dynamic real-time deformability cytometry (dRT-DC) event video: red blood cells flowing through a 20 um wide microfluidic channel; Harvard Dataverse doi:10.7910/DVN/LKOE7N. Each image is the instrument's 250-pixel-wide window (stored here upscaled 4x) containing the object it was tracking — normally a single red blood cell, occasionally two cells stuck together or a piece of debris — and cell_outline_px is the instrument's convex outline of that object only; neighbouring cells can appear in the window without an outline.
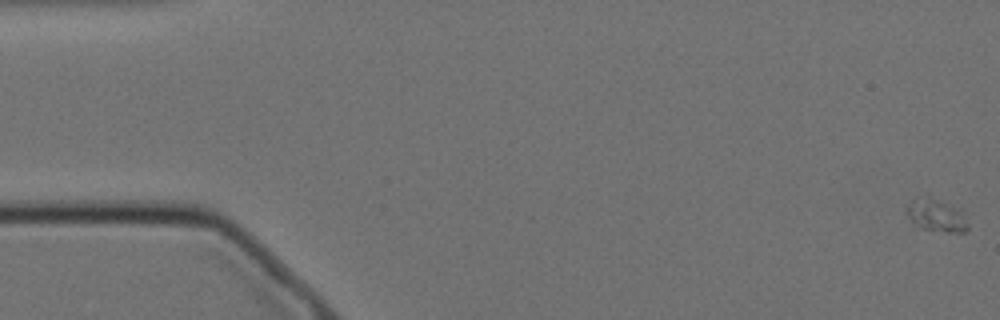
{"species": "Egyptian fruit bat (a non-hibernating species)", "species_latin": "Rousettus aegyptiacus", "temperature_condition": "cold", "stored_images_in_passage": 15, "camera_frame_rate_fps": 3000, "um_per_image_px": 0.085, "animal": {"sex": "female"}, "frame": {"image": 1, "passage_image": 1, "time_ms": 0.0, "image_size_px": [1000, 320], "cell_outline_px": [[968, 228], [964, 232], [944, 232], [924, 228], [916, 224], [908, 216], [908, 208], [932, 196], [964, 208], [968, 224]], "centroid_in_image_um": [79.81, 18.34], "position_along_channel_um": 5.2, "area_um2": 11.21}}
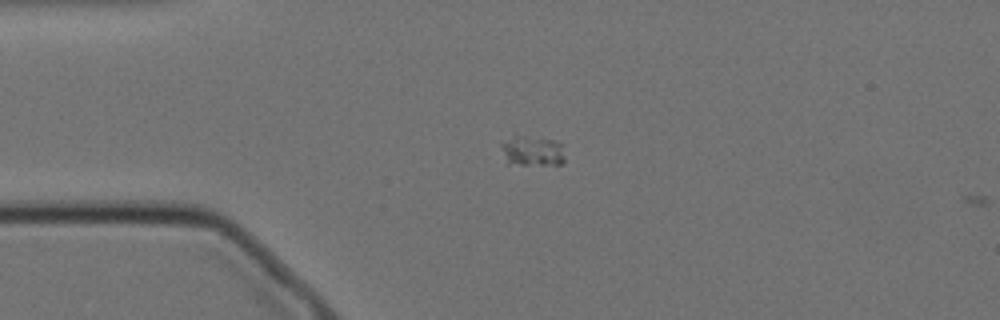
{"frame": {"image": 2, "passage_image": 14, "time_ms": 4.333, "image_size_px": [1000, 320], "cell_outline_px": [[564, 164], [508, 164], [500, 144], [516, 132], [556, 140], [564, 144]], "centroid_in_image_um": [45.27, 12.76], "position_along_channel_um": 39.7, "area_um2": 11.79}}